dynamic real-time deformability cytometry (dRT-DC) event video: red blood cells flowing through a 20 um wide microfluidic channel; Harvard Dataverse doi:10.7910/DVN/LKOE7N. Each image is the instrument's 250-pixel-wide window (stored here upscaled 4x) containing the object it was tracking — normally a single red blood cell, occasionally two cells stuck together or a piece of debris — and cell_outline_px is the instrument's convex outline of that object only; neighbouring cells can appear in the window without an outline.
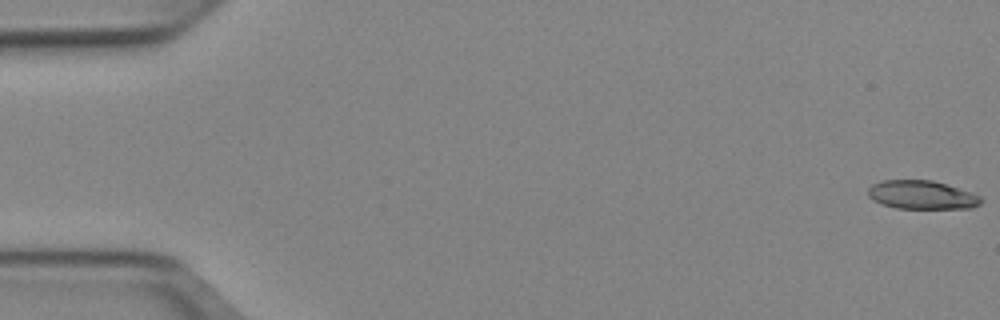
{"species": "Egyptian fruit bat (a non-hibernating species)", "species_latin": "Rousettus aegyptiacus", "temperature_condition": "cold", "stored_images_in_passage": 52, "camera_frame_rate_fps": 3000, "um_per_image_px": 0.085, "animal": {"sex": "female"}, "frame": {"image": 1, "passage_image": 1, "time_ms": 0.0, "image_size_px": [1000, 320], "cell_outline_px": [[984, 200], [980, 204], [972, 208], [896, 208], [880, 204], [872, 200], [868, 196], [868, 188], [872, 184], [880, 180], [932, 180], [972, 192], [980, 196]], "centroid_in_image_um": [78.34, 16.56], "position_along_channel_um": 6.7, "area_um2": 18.96}}
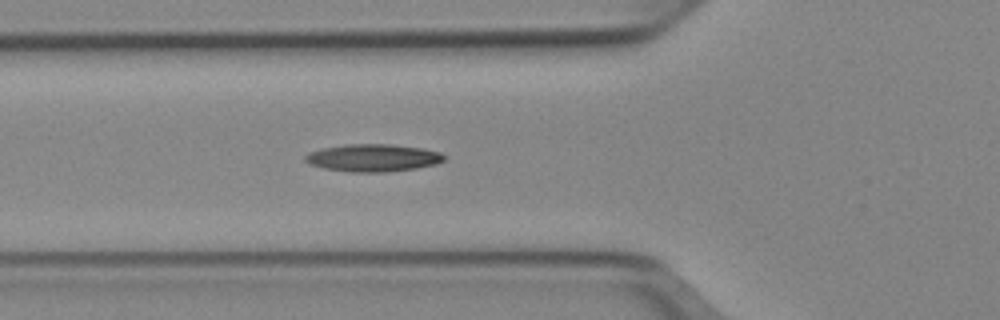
{"frame": {"image": 2, "passage_image": 19, "time_ms": 6.0, "image_size_px": [1000, 320], "cell_outline_px": [[444, 160], [436, 164], [416, 168], [384, 172], [352, 172], [324, 168], [312, 164], [304, 160], [304, 156], [308, 152], [320, 148], [344, 144], [392, 144], [424, 148], [440, 152], [444, 156]], "centroid_in_image_um": [31.69, 13.4], "position_along_channel_um": 94.1, "area_um2": 22.31}}
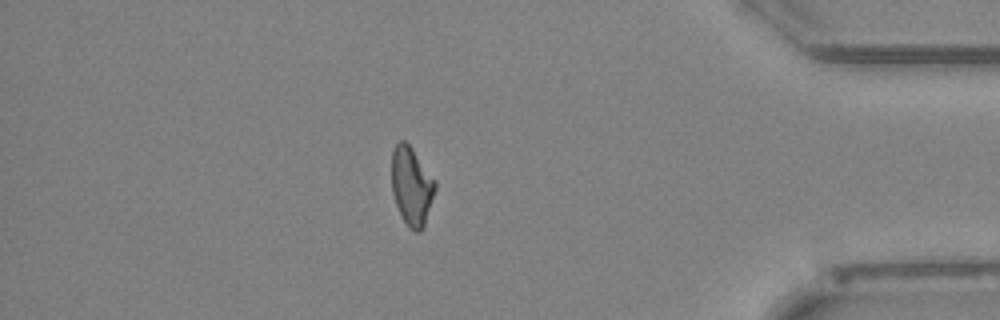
{"frame": {"image": 3, "passage_image": 45, "time_ms": 14.667, "image_size_px": [1000, 320], "cell_outline_px": [[436, 188], [424, 228], [420, 232], [416, 232], [408, 228], [400, 216], [392, 192], [392, 152], [396, 144], [400, 140], [404, 140], [412, 148], [436, 180]], "centroid_in_image_um": [34.99, 15.85], "position_along_channel_um": 400.2, "area_um2": 20.11}}